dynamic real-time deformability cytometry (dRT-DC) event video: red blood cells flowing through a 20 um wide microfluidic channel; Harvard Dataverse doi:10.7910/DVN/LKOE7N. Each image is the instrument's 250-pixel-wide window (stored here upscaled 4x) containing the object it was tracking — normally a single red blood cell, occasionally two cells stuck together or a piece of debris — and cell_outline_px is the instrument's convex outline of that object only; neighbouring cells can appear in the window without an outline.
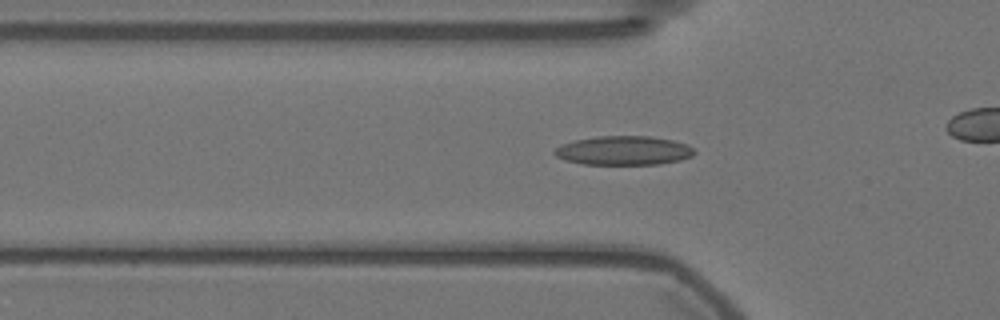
{"species": "Egyptian fruit bat (a non-hibernating species)", "species_latin": "Rousettus aegyptiacus", "temperature_condition": "warm", "stored_images_in_passage": 45, "camera_frame_rate_fps": 3000, "um_per_image_px": 0.085, "animal": {"sex": "female"}, "frame": {"image": 1, "passage_image": 18, "time_ms": 5.667, "image_size_px": [1000, 320], "cell_outline_px": [[696, 152], [692, 156], [680, 160], [656, 164], [584, 164], [564, 160], [556, 156], [552, 152], [560, 144], [576, 140], [596, 136], [648, 136], [672, 140], [688, 144]], "centroid_in_image_um": [52.99, 12.79], "position_along_channel_um": 72.8, "area_um2": 23.64}}
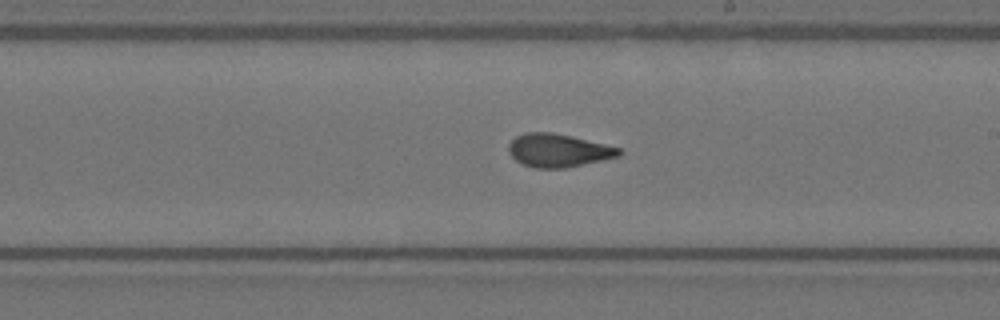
{"frame": {"image": 2, "passage_image": 32, "time_ms": 10.333, "image_size_px": [1000, 320], "cell_outline_px": [[624, 152], [620, 156], [564, 168], [536, 168], [520, 164], [508, 152], [508, 144], [516, 136], [528, 132], [552, 132], [572, 136], [620, 148]], "centroid_in_image_um": [47.44, 12.78], "position_along_channel_um": 241.6, "area_um2": 21.33}}
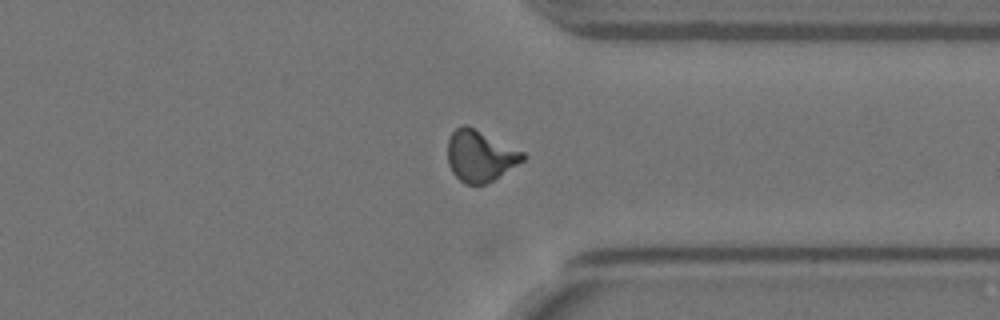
{"frame": {"image": 3, "passage_image": 43, "time_ms": 14.0, "image_size_px": [1000, 320], "cell_outline_px": [[528, 156], [524, 160], [492, 180], [484, 184], [464, 184], [452, 172], [448, 164], [448, 140], [452, 132], [456, 128], [464, 124], [468, 124], [524, 152]], "centroid_in_image_um": [40.8, 13.23], "position_along_channel_um": 370.6, "area_um2": 22.43}}